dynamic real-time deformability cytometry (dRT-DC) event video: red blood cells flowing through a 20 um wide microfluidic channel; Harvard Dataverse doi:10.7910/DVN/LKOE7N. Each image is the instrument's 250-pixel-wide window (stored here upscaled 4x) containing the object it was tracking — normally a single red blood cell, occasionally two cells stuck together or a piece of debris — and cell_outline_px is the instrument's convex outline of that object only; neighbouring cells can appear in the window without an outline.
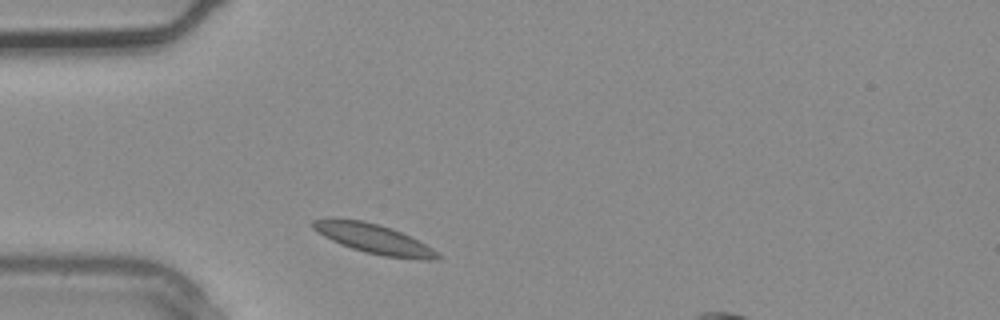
{"species": "common noctule bat (a hibernating species)", "species_latin": "Nyctalus noctula", "temperature_condition": "warm", "stored_images_in_passage": 2, "camera_frame_rate_fps": 3000, "um_per_image_px": 0.085, "animal": {"sex": "male", "body_mass_g": 20.4}, "frame": {"image": 1, "passage_image": 1, "time_ms": 0.0, "image_size_px": [1000, 320], "cell_outline_px": [[440, 260], [428, 260], [384, 256], [364, 252], [340, 244], [324, 236], [312, 228], [308, 224], [312, 220], [332, 216], [364, 220], [392, 228], [432, 248], [440, 256]], "centroid_in_image_um": [31.66, 20.26], "position_along_channel_um": 53.3, "area_um2": 21.68}}